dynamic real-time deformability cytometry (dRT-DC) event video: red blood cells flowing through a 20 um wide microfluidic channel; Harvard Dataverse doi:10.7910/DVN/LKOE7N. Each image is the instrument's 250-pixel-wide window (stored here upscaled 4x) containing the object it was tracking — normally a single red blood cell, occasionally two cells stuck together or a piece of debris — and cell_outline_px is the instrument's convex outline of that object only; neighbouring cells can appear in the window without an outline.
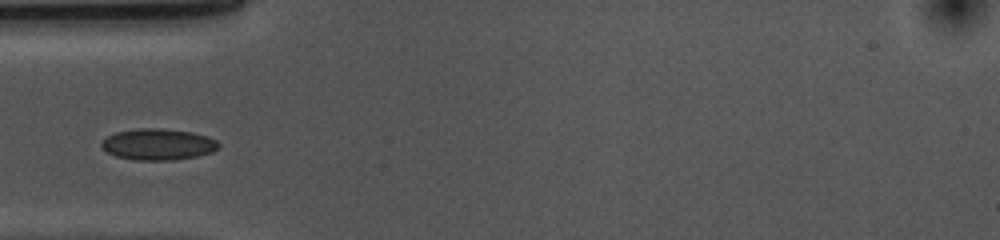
{"species": "common noctule bat (a hibernating species)", "species_latin": "Nyctalus noctula", "temperature_condition": "cold", "stored_images_in_passage": 39, "camera_frame_rate_fps": 3000, "um_per_image_px": 0.085, "animal": {"sex": "female", "body_mass_g": 10.0, "forearm_length_mm": 53.1}, "frame": {"image": 1, "passage_image": 1, "time_ms": 0.0, "image_size_px": [1000, 240], "cell_outline_px": [[220, 144], [212, 152], [196, 156], [172, 160], [136, 160], [116, 156], [108, 152], [100, 144], [108, 136], [116, 132], [140, 128], [160, 128], [192, 132], [216, 140]], "centroid_in_image_um": [13.43, 12.27], "position_along_channel_um": 71.6, "area_um2": 21.04}}
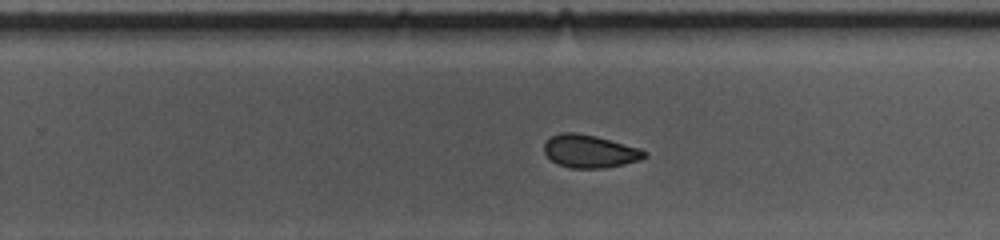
{"frame": {"image": 2, "passage_image": 18, "time_ms": 5.667, "image_size_px": [1000, 240], "cell_outline_px": [[648, 156], [640, 160], [624, 164], [604, 168], [572, 168], [556, 164], [544, 152], [544, 144], [552, 136], [560, 132], [576, 132], [596, 136], [640, 148], [648, 152]], "centroid_in_image_um": [50.15, 12.86], "position_along_channel_um": 279.6, "area_um2": 19.31}}
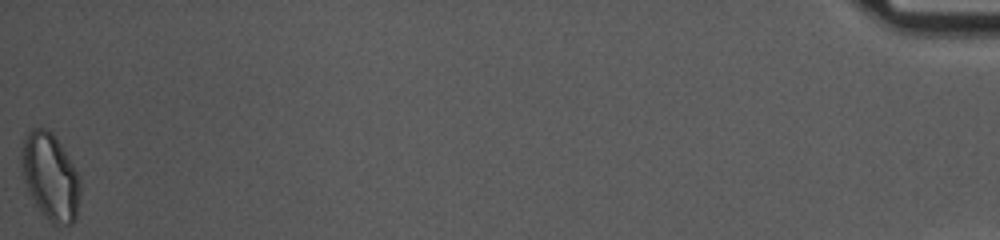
{"frame": {"image": 3, "passage_image": 39, "time_ms": 12.667, "image_size_px": [1000, 240], "cell_outline_px": [[80, 196], [76, 220], [72, 224], [52, 224], [44, 216], [28, 192], [24, 180], [20, 164], [20, 148], [24, 136], [32, 128], [48, 128], [52, 132], [60, 144], [72, 164], [80, 180]], "centroid_in_image_um": [4.25, 15.01], "position_along_channel_um": 431.0, "area_um2": 29.88}}